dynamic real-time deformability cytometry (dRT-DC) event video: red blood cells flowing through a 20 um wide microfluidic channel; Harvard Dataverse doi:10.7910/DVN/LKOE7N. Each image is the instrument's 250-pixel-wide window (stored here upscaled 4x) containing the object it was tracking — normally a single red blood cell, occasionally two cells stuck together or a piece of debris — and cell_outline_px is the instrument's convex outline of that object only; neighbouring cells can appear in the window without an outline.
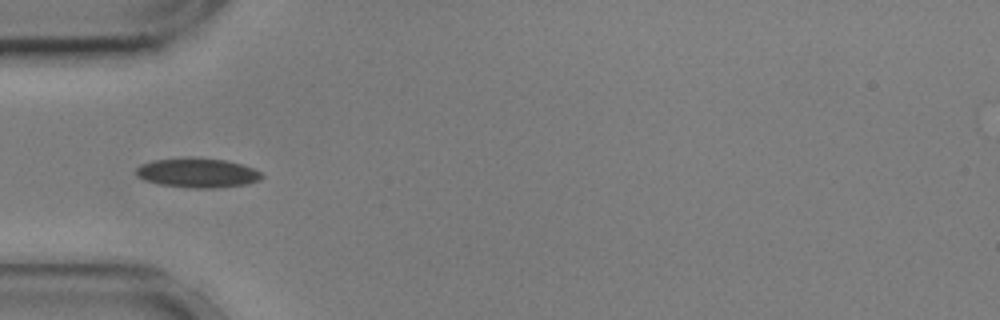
{"species": "common noctule bat (a hibernating species)", "species_latin": "Nyctalus noctula", "temperature_condition": "cold", "stored_images_in_passage": 44, "camera_frame_rate_fps": 3000, "um_per_image_px": 0.085, "animal": {"sex": "male", "body_mass_g": 17.9, "forearm_length_mm": 54.2}, "frame": {"image": 1, "passage_image": 13, "time_ms": 4.0, "image_size_px": [1000, 320], "cell_outline_px": [[264, 176], [260, 180], [248, 184], [212, 188], [188, 188], [156, 184], [144, 180], [136, 176], [136, 168], [140, 164], [156, 160], [192, 156], [224, 160], [240, 164], [252, 168], [260, 172]], "centroid_in_image_um": [16.75, 14.69], "position_along_channel_um": 68.2, "area_um2": 21.85}, "authors_computed_cell_mechanics": {"area_um2": 20.2011, "velocity_mm_per_s": 3.5943, "shape_relaxation_time_tau1_ms": 5.2808, "shape_relaxation_time_tau2_ms": 2.7288, "deformation_change_tau1": 0.1082, "deformation_change_tau2": 0.0632}}